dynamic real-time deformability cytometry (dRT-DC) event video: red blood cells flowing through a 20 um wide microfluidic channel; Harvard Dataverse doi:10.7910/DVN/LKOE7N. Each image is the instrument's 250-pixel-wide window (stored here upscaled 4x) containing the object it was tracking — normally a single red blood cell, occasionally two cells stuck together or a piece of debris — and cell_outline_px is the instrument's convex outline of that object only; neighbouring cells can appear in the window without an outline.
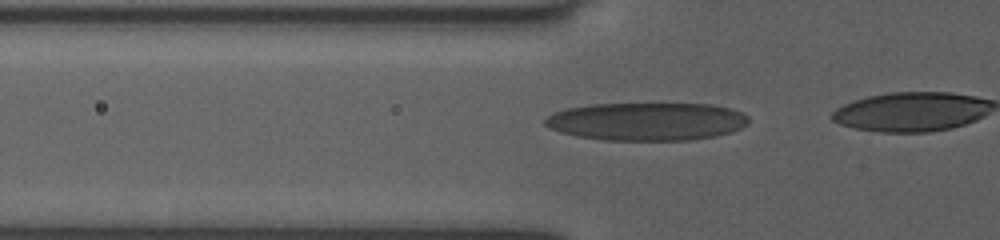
{"species": "human", "species_latin": "Homo sapiens", "temperature_condition": "room temperature", "stored_images_in_passage": 19, "camera_frame_rate_fps": 3000, "um_per_image_px": 0.085, "donor": {"sex": "female"}, "frame": {"image": 1, "passage_image": 16, "time_ms": 5.0, "image_size_px": [1000, 240], "cell_outline_px": [[748, 124], [732, 132], [712, 136], [688, 140], [604, 140], [576, 136], [560, 132], [544, 124], [544, 120], [548, 116], [556, 112], [568, 108], [592, 104], [708, 104], [732, 108], [748, 116]], "centroid_in_image_um": [54.99, 10.32], "position_along_channel_um": 70.8, "area_um2": 44.85}}